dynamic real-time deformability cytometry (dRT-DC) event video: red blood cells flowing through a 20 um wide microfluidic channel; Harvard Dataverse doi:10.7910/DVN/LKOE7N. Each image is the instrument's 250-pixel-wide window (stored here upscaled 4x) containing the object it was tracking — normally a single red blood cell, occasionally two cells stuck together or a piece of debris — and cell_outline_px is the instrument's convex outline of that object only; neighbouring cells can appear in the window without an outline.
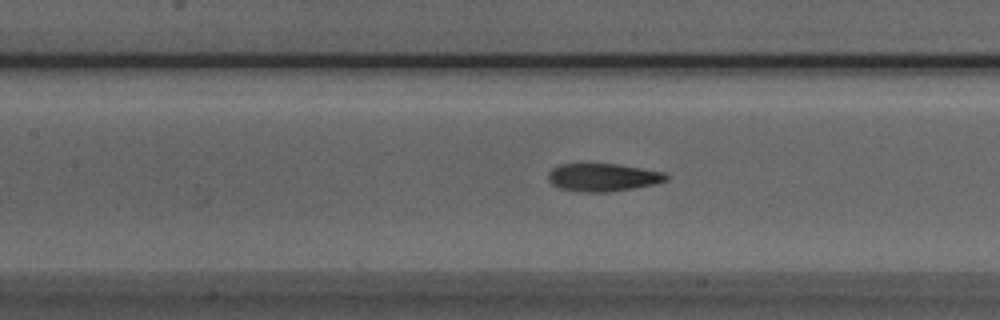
{"species": "Egyptian fruit bat (a non-hibernating species)", "species_latin": "Rousettus aegyptiacus", "temperature_condition": "room temperature", "stored_images_in_passage": 43, "camera_frame_rate_fps": 3000, "um_per_image_px": 0.085, "animal": {"sex": "male"}, "frame": {"image": 1, "passage_image": 23, "time_ms": 7.333, "image_size_px": [1000, 320], "cell_outline_px": [[668, 180], [656, 184], [608, 192], [580, 192], [560, 188], [552, 184], [548, 180], [548, 172], [552, 168], [560, 164], [616, 164], [664, 172], [668, 176]], "centroid_in_image_um": [51.23, 15.08], "position_along_channel_um": 156.2, "area_um2": 19.13}}
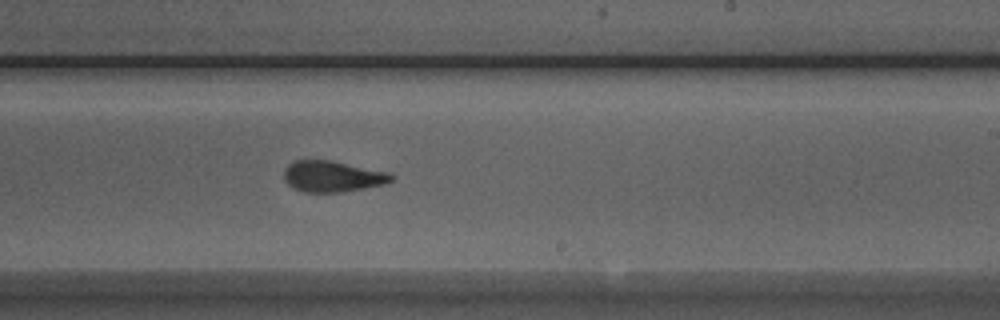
{"frame": {"image": 2, "passage_image": 31, "time_ms": 10.0, "image_size_px": [1000, 320], "cell_outline_px": [[396, 176], [392, 180], [384, 184], [364, 188], [340, 192], [304, 192], [292, 188], [284, 180], [284, 168], [288, 164], [296, 160], [332, 160], [388, 172]], "centroid_in_image_um": [28.24, 14.99], "position_along_channel_um": 260.8, "area_um2": 19.54}}
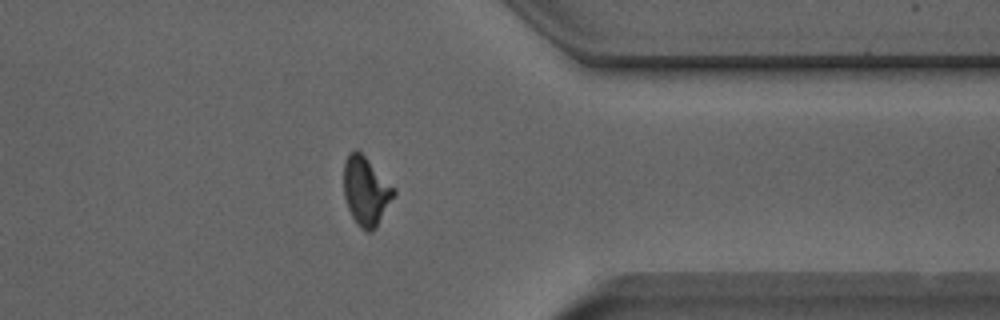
{"frame": {"image": 3, "passage_image": 41, "time_ms": 13.333, "image_size_px": [1000, 320], "cell_outline_px": [[396, 192], [376, 228], [372, 232], [368, 232], [360, 228], [356, 224], [348, 208], [344, 196], [344, 160], [348, 152], [356, 148], [396, 188]], "centroid_in_image_um": [31.1, 16.24], "position_along_channel_um": 380.3, "area_um2": 20.11}}